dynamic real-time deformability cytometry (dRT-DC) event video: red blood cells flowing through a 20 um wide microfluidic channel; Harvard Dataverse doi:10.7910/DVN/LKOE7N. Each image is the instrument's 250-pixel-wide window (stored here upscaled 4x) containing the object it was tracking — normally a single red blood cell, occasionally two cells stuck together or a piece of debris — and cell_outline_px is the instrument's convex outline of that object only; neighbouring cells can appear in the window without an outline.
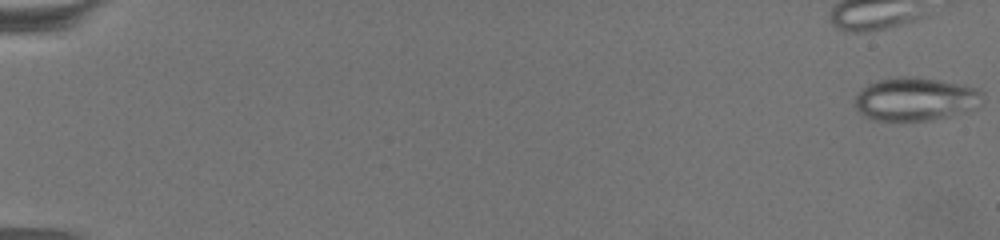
{"species": "common noctule bat (a hibernating species)", "species_latin": "Nyctalus noctula", "temperature_condition": "warm", "stored_images_in_passage": 68, "camera_frame_rate_fps": 3000, "um_per_image_px": 0.085, "animal": {"sex": "female", "body_mass_g": 19.5, "forearm_length_mm": 54.1}, "frame": {"image": 1, "passage_image": 1, "time_ms": 0.0, "image_size_px": [1000, 240], "cell_outline_px": [[984, 104], [976, 108], [964, 112], [932, 120], [876, 120], [864, 116], [856, 108], [856, 96], [868, 84], [880, 80], [900, 76], [916, 76], [976, 88], [984, 92]], "centroid_in_image_um": [77.87, 8.43], "position_along_channel_um": 7.1, "area_um2": 32.02}}